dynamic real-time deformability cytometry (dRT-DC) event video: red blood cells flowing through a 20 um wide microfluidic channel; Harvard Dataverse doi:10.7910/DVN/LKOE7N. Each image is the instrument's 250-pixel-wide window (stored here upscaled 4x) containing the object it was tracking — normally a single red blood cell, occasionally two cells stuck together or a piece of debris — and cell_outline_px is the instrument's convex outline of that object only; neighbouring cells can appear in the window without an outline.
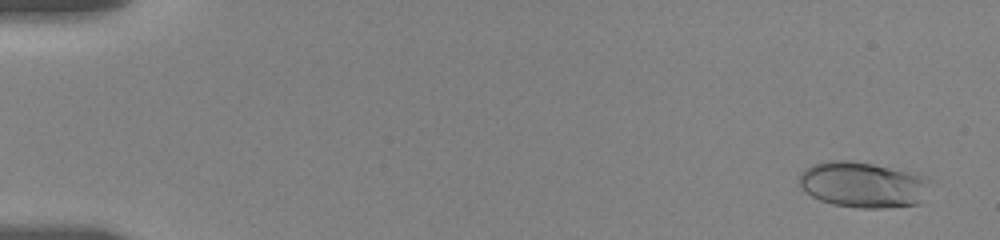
{"species": "human", "species_latin": "Homo sapiens", "temperature_condition": "room temperature", "stored_images_in_passage": 19, "camera_frame_rate_fps": 3000, "um_per_image_px": 0.085, "donor": {"sex": "female"}, "frame": {"image": 1, "passage_image": 2, "time_ms": 0.667, "image_size_px": [1000, 240], "cell_outline_px": [[928, 180], [920, 204], [884, 208], [860, 208], [832, 204], [820, 200], [812, 196], [800, 188], [800, 176], [804, 168], [812, 164], [828, 160], [852, 160], [872, 164], [928, 176]], "centroid_in_image_um": [73.3, 15.69], "position_along_channel_um": 11.7, "area_um2": 34.8}}
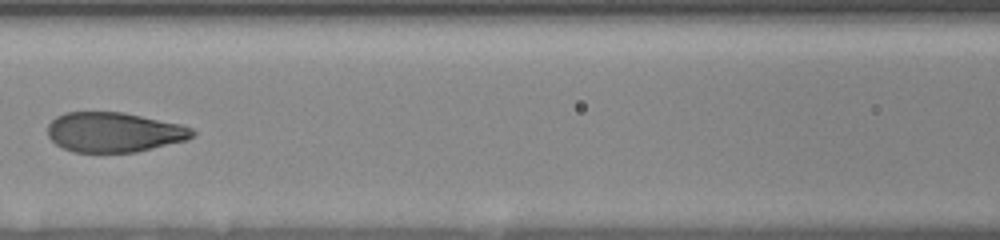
{"frame": {"image": 2, "passage_image": 13, "time_ms": 8.667, "image_size_px": [1000, 240], "cell_outline_px": [[196, 132], [188, 140], [136, 152], [72, 152], [56, 144], [48, 136], [48, 124], [56, 116], [64, 112], [124, 112], [180, 124], [192, 128]], "centroid_in_image_um": [9.69, 11.23], "position_along_channel_um": 156.9, "area_um2": 33.7}}
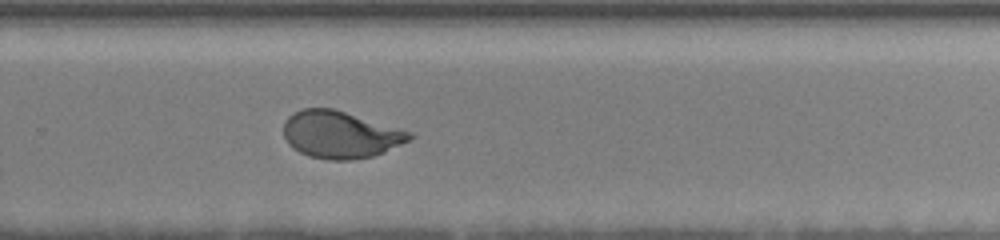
{"frame": {"image": 3, "passage_image": 19, "time_ms": 12.667, "image_size_px": [1000, 240], "cell_outline_px": [[416, 136], [384, 152], [372, 156], [352, 160], [328, 160], [308, 156], [292, 148], [288, 144], [284, 136], [284, 120], [288, 116], [304, 108], [332, 108], [400, 128], [412, 132]], "centroid_in_image_um": [28.91, 11.45], "position_along_channel_um": 300.9, "area_um2": 34.56}}